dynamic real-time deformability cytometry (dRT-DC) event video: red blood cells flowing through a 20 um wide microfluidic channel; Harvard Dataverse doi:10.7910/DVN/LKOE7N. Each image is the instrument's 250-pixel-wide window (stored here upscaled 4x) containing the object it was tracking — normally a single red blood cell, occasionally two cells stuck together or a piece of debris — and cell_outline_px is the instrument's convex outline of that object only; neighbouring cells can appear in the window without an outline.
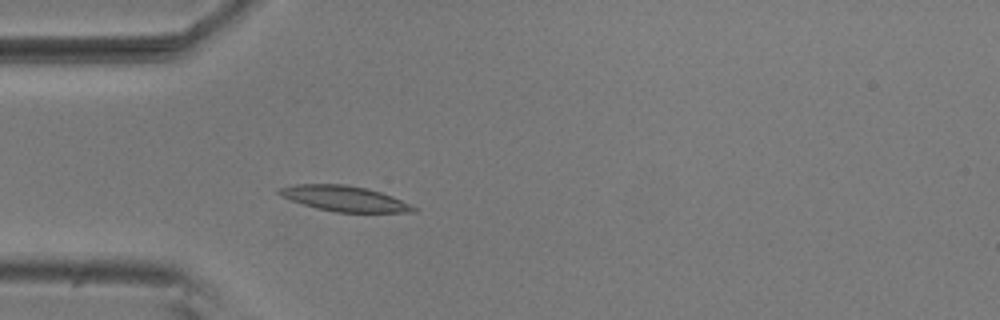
{"species": "common noctule bat (a hibernating species)", "species_latin": "Nyctalus noctula", "temperature_condition": "room temperature", "stored_images_in_passage": 48, "camera_frame_rate_fps": 3000, "um_per_image_px": 0.085, "animal": {"sex": "male", "body_mass_g": 20.5, "forearm_length_mm": 52.5}, "frame": {"image": 1, "passage_image": 9, "time_ms": 2.667, "image_size_px": [1000, 320], "cell_outline_px": [[420, 208], [416, 212], [336, 212], [316, 208], [280, 196], [276, 192], [280, 188], [292, 184], [344, 184], [368, 188], [392, 196]], "centroid_in_image_um": [29.3, 16.87], "position_along_channel_um": 55.7, "area_um2": 19.94}}
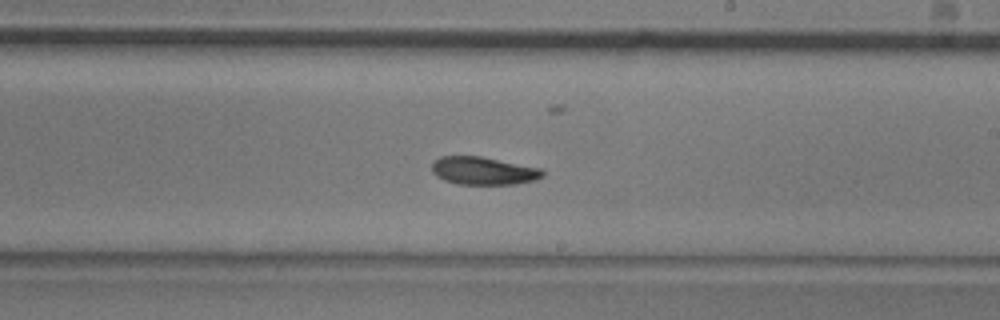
{"frame": {"image": 2, "passage_image": 25, "time_ms": 8.0, "image_size_px": [1000, 320], "cell_outline_px": [[544, 176], [536, 180], [516, 184], [460, 184], [444, 180], [436, 176], [432, 172], [432, 164], [440, 156], [480, 156], [544, 168]], "centroid_in_image_um": [41.14, 14.51], "position_along_channel_um": 247.9, "area_um2": 18.15}}
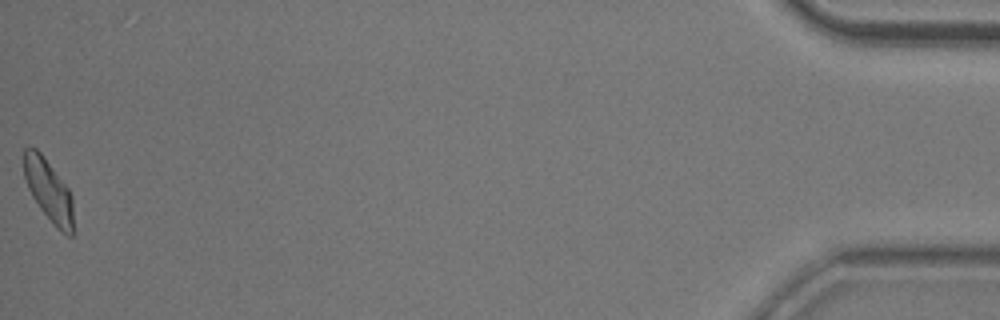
{"frame": {"image": 3, "passage_image": 48, "time_ms": 15.667, "image_size_px": [1000, 320], "cell_outline_px": [[72, 236], [68, 236], [60, 232], [56, 228], [40, 208], [32, 196], [28, 188], [24, 176], [24, 148], [28, 144], [36, 148], [40, 152], [68, 188], [72, 196]], "centroid_in_image_um": [4.11, 16.17], "position_along_channel_um": 431.1, "area_um2": 17.74}, "authors_computed_cell_mechanics": {"area_um2": 18.2937, "velocity_mm_per_s": 3.6843, "shape_relaxation_time_tau1_ms": 4.4698, "shape_relaxation_time_tau2_ms": 6.935, "deformation_change_tau1": 0.1381, "deformation_change_tau2": 0.0918}}